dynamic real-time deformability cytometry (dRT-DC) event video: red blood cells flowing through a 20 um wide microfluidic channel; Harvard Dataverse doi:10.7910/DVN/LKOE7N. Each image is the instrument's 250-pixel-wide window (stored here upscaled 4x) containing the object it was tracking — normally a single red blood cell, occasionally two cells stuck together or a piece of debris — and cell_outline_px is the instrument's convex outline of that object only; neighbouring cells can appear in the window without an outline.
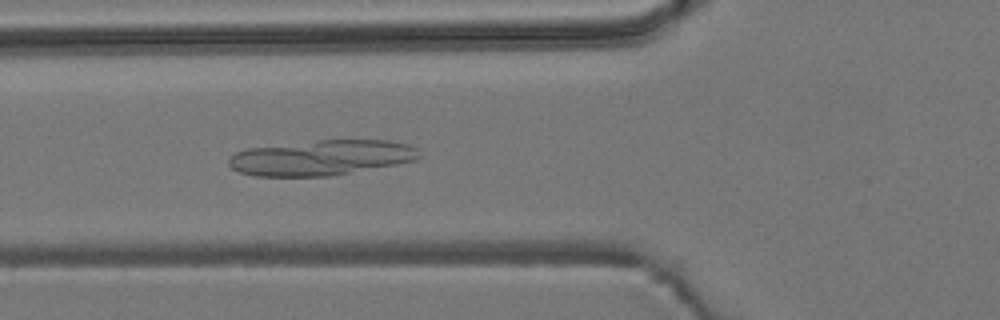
{"species": "common noctule bat (a hibernating species)", "species_latin": "Nyctalus noctula", "temperature_condition": "room temperature", "stored_images_in_passage": 53, "camera_frame_rate_fps": 3000, "um_per_image_px": 0.085, "animal": {"sex": "male", "body_mass_g": 19.2, "forearm_length_mm": 51.8}, "frame": {"image": 1, "passage_image": 19, "time_ms": 6.0, "image_size_px": [1000, 320], "cell_outline_px": [[420, 156], [416, 160], [396, 164], [328, 176], [256, 176], [240, 172], [232, 168], [228, 164], [228, 160], [236, 152], [248, 148], [320, 140], [388, 140], [408, 144], [416, 148]], "centroid_in_image_um": [27.31, 13.4], "position_along_channel_um": 98.5, "area_um2": 38.73}}
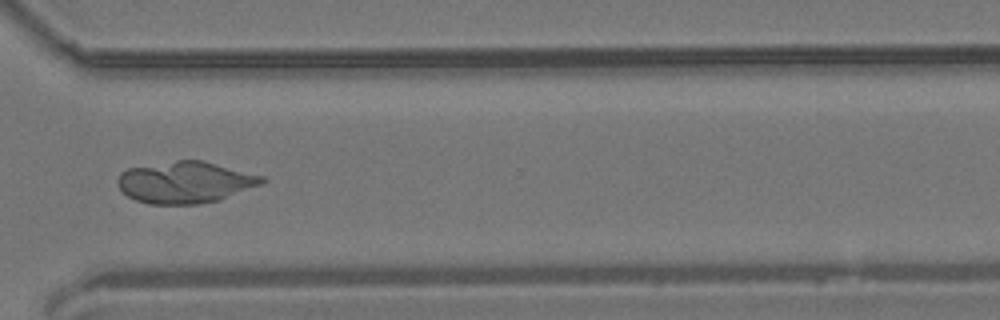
{"frame": {"image": 2, "passage_image": 39, "time_ms": 12.667, "image_size_px": [1000, 320], "cell_outline_px": [[268, 180], [260, 184], [220, 200], [196, 204], [148, 204], [136, 200], [128, 196], [116, 184], [116, 180], [120, 172], [128, 168], [176, 160], [204, 160], [264, 176]], "centroid_in_image_um": [15.73, 15.49], "position_along_channel_um": 354.9, "area_um2": 35.08}}
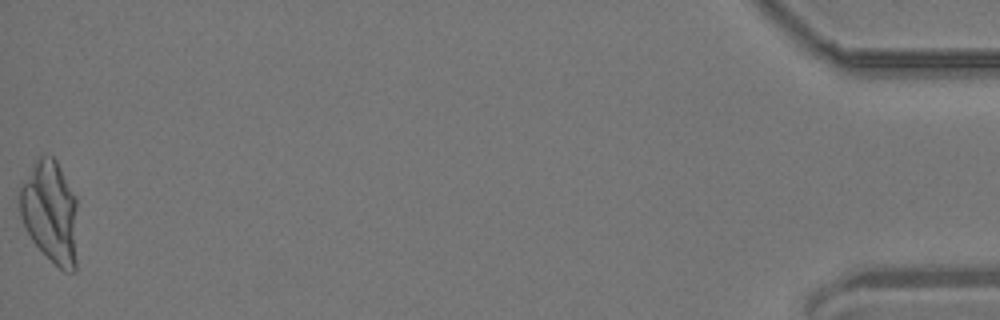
{"frame": {"image": 3, "passage_image": 53, "time_ms": 17.333, "image_size_px": [1000, 320], "cell_outline_px": [[76, 272], [64, 272], [32, 240], [20, 216], [20, 188], [32, 164], [40, 156], [52, 156], [56, 160], [76, 196]], "centroid_in_image_um": [4.29, 18.01], "position_along_channel_um": 430.9, "area_um2": 34.22}}